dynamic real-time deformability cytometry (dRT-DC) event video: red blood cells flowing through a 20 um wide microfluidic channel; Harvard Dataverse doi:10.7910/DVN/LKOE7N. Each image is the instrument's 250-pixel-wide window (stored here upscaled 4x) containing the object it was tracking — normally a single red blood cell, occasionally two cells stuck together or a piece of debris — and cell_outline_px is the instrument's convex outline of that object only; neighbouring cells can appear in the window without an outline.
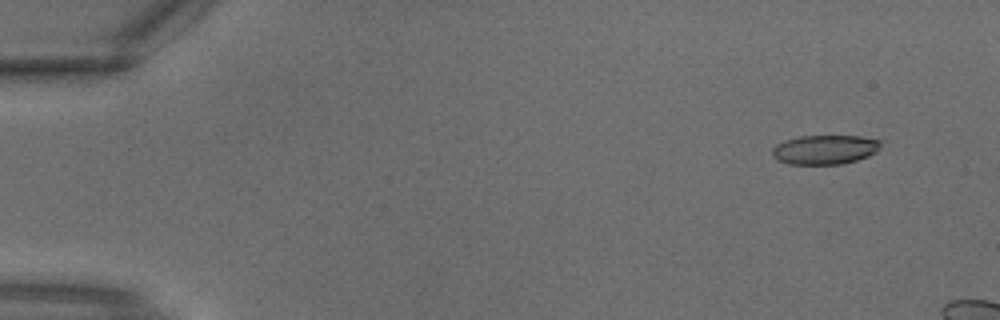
{"species": "common noctule bat (a hibernating species)", "species_latin": "Nyctalus noctula", "temperature_condition": "warm", "stored_images_in_passage": 3, "camera_frame_rate_fps": 3000, "um_per_image_px": 0.085, "animal": {"sex": "male", "body_mass_g": 18.8}, "frame": {"image": 1, "passage_image": 1, "time_ms": 0.0, "image_size_px": [1000, 320], "cell_outline_px": [[884, 140], [876, 152], [868, 156], [856, 160], [840, 164], [788, 164], [776, 160], [772, 156], [772, 148], [776, 144], [784, 140], [800, 136], [860, 136]], "centroid_in_image_um": [70.1, 12.71], "position_along_channel_um": 14.9, "area_um2": 18.73}}